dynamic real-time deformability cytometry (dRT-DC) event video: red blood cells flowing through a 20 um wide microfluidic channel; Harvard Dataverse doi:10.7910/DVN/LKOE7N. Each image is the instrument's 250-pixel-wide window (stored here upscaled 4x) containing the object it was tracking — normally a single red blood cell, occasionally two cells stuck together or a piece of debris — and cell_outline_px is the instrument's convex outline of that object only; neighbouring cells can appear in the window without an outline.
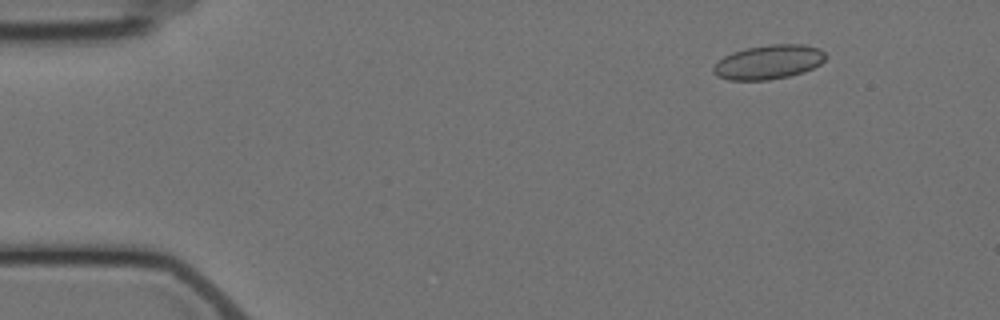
{"species": "Egyptian fruit bat (a non-hibernating species)", "species_latin": "Rousettus aegyptiacus", "temperature_condition": "cold", "stored_images_in_passage": 4, "camera_frame_rate_fps": 3000, "um_per_image_px": 0.085, "animal": {"sex": "female"}, "frame": {"image": 1, "passage_image": 2, "time_ms": 1.0, "image_size_px": [1000, 320], "cell_outline_px": [[828, 56], [820, 64], [804, 72], [788, 76], [768, 80], [728, 80], [716, 76], [712, 72], [712, 68], [724, 56], [732, 52], [748, 48], [772, 44], [804, 44], [820, 48]], "centroid_in_image_um": [65.34, 5.27], "position_along_channel_um": 19.7, "area_um2": 22.43}}
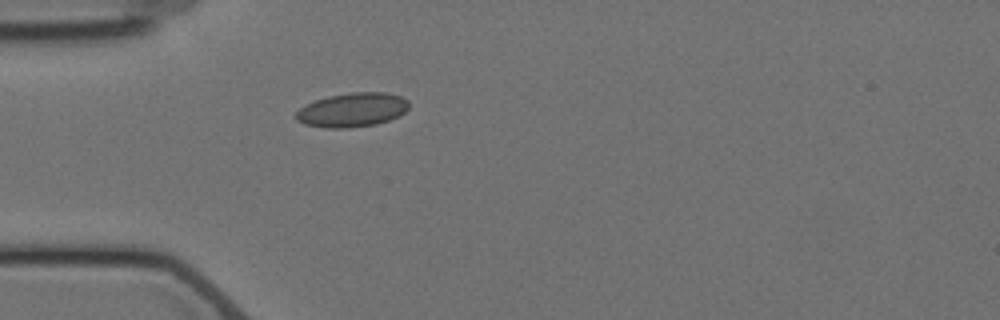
{"frame": {"image": 2, "passage_image": 4, "time_ms": 4.333, "image_size_px": [1000, 320], "cell_outline_px": [[408, 108], [400, 116], [376, 124], [348, 128], [324, 128], [304, 124], [296, 120], [296, 112], [300, 108], [316, 100], [328, 96], [352, 92], [384, 92], [400, 96], [408, 100]], "centroid_in_image_um": [29.95, 9.35], "position_along_channel_um": 55.1, "area_um2": 22.43}}